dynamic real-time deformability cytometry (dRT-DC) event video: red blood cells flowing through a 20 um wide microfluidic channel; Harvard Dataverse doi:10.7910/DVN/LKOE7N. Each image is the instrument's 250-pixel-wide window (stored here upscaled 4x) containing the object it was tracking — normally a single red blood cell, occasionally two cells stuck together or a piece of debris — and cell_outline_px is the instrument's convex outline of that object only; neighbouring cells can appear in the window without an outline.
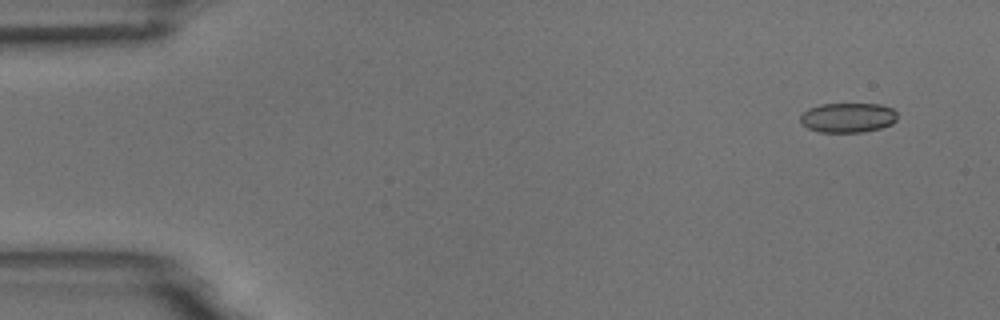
{"species": "common noctule bat (a hibernating species)", "species_latin": "Nyctalus noctula", "temperature_condition": "room temperature", "stored_images_in_passage": 8, "camera_frame_rate_fps": 3000, "um_per_image_px": 0.085, "animal": {"sex": "male", "body_mass_g": 18.8}, "frame": {"image": 1, "passage_image": 1, "time_ms": 0.0, "image_size_px": [1000, 320], "cell_outline_px": [[896, 120], [892, 124], [880, 128], [860, 132], [820, 132], [808, 128], [800, 120], [800, 116], [808, 108], [820, 104], [880, 104], [892, 108], [896, 112]], "centroid_in_image_um": [72.07, 9.99], "position_along_channel_um": 12.9, "area_um2": 16.7}}
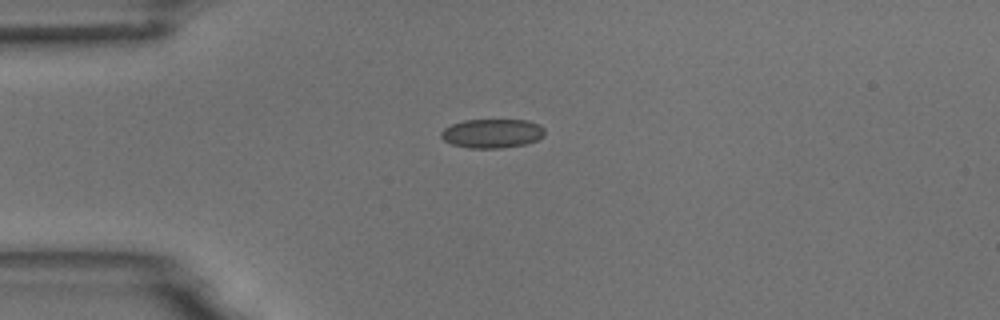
{"frame": {"image": 2, "passage_image": 4, "time_ms": 3.333, "image_size_px": [1000, 320], "cell_outline_px": [[544, 136], [536, 140], [524, 144], [500, 148], [468, 148], [452, 144], [444, 140], [440, 136], [440, 132], [444, 128], [452, 124], [464, 120], [528, 120], [540, 124], [544, 128]], "centroid_in_image_um": [41.83, 11.33], "position_along_channel_um": 43.2, "area_um2": 17.57}}